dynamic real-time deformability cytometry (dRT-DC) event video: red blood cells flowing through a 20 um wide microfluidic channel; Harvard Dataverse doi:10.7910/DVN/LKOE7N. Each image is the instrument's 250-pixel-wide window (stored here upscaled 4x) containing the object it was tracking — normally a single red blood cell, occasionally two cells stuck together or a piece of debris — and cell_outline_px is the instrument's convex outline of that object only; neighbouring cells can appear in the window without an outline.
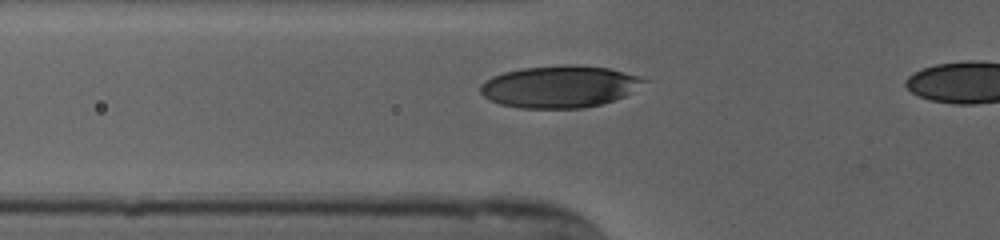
{"species": "human", "species_latin": "Homo sapiens", "temperature_condition": "cold", "stored_images_in_passage": 37, "camera_frame_rate_fps": 3000, "um_per_image_px": 0.085, "donor": {"sex": "female"}, "frame": {"image": 1, "passage_image": 12, "time_ms": 3.667, "image_size_px": [1000, 240], "cell_outline_px": [[648, 80], [632, 92], [624, 96], [600, 104], [584, 108], [520, 108], [500, 104], [488, 100], [480, 92], [480, 84], [492, 76], [504, 72], [524, 68], [564, 64], [572, 64], [612, 68]], "centroid_in_image_um": [47.54, 7.36], "position_along_channel_um": 78.3, "area_um2": 40.06}}
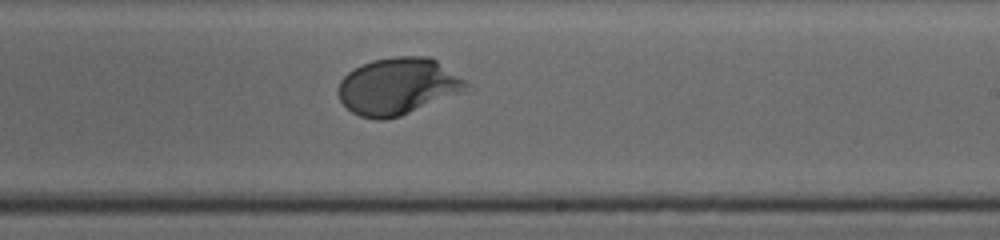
{"frame": {"image": 2, "passage_image": 26, "time_ms": 8.333, "image_size_px": [1000, 240], "cell_outline_px": [[476, 88], [400, 116], [384, 120], [376, 120], [360, 116], [352, 112], [340, 100], [340, 80], [348, 72], [372, 60], [392, 56], [428, 56], [436, 60], [468, 80]], "centroid_in_image_um": [33.93, 7.33], "position_along_channel_um": 255.1, "area_um2": 42.83}}
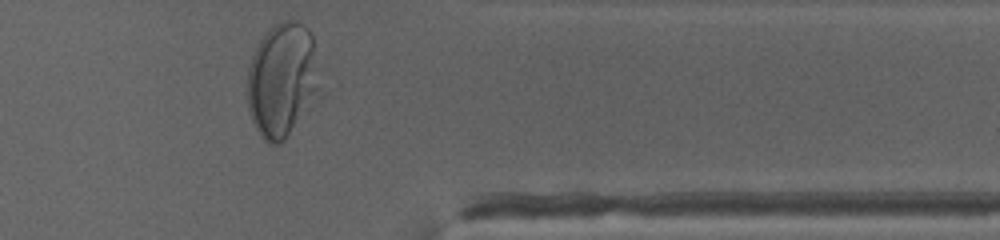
{"frame": {"image": 3, "passage_image": 37, "time_ms": 12.0, "image_size_px": [1000, 240], "cell_outline_px": [[316, 88], [284, 140], [280, 144], [268, 144], [260, 136], [252, 120], [248, 108], [248, 68], [252, 56], [260, 40], [268, 28], [280, 20], [292, 20], [308, 28], [312, 36]], "centroid_in_image_um": [23.86, 6.74], "position_along_channel_um": 387.5, "area_um2": 45.89}, "authors_computed_cell_mechanics": {"area_um2": 43.1188, "velocity_mm_per_s": 3.7828, "shape_relaxation_time_tau1_ms": 3.7034, "shape_relaxation_time_tau2_ms": null, "deformation_change_tau1": 0.1794, "deformation_change_tau2": null}}